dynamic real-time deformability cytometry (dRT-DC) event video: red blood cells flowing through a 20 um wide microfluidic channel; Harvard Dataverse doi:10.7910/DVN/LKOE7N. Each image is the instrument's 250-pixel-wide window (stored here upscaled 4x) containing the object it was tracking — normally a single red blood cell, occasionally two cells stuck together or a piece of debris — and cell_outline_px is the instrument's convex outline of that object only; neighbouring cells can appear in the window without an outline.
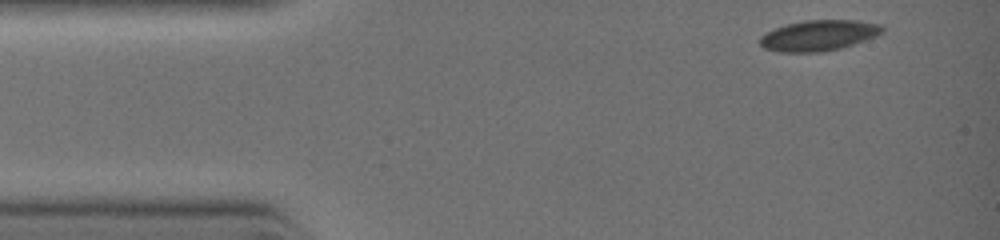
{"species": "common noctule bat (a hibernating species)", "species_latin": "Nyctalus noctula", "temperature_condition": "warm", "stored_images_in_passage": 4, "camera_frame_rate_fps": 3000, "um_per_image_px": 0.085, "animal": {"sex": "female", "body_mass_g": 19.0, "forearm_length_mm": 51.5}, "frame": {"image": 1, "passage_image": 1, "time_ms": 0.0, "image_size_px": [1000, 240], "cell_outline_px": [[884, 28], [876, 36], [840, 48], [820, 52], [780, 52], [764, 48], [760, 44], [760, 36], [784, 24], [804, 20], [856, 20], [880, 24]], "centroid_in_image_um": [69.56, 3.0], "position_along_channel_um": 15.4, "area_um2": 21.68}}
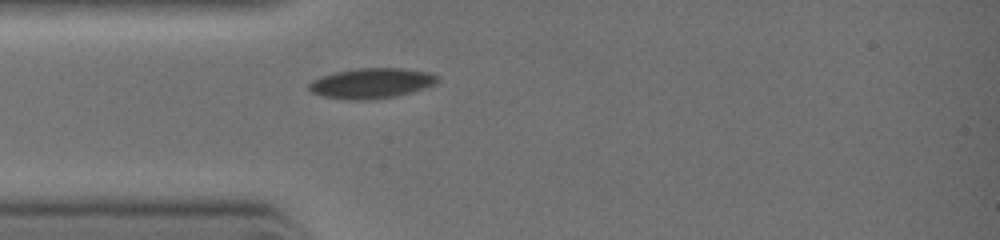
{"frame": {"image": 2, "passage_image": 4, "time_ms": 2.0, "image_size_px": [1000, 240], "cell_outline_px": [[440, 80], [436, 84], [412, 92], [396, 96], [372, 100], [348, 100], [320, 96], [312, 92], [308, 88], [308, 84], [312, 80], [336, 72], [356, 68], [404, 68], [428, 72], [440, 76]], "centroid_in_image_um": [31.6, 7.08], "position_along_channel_um": 53.4, "area_um2": 22.89}}